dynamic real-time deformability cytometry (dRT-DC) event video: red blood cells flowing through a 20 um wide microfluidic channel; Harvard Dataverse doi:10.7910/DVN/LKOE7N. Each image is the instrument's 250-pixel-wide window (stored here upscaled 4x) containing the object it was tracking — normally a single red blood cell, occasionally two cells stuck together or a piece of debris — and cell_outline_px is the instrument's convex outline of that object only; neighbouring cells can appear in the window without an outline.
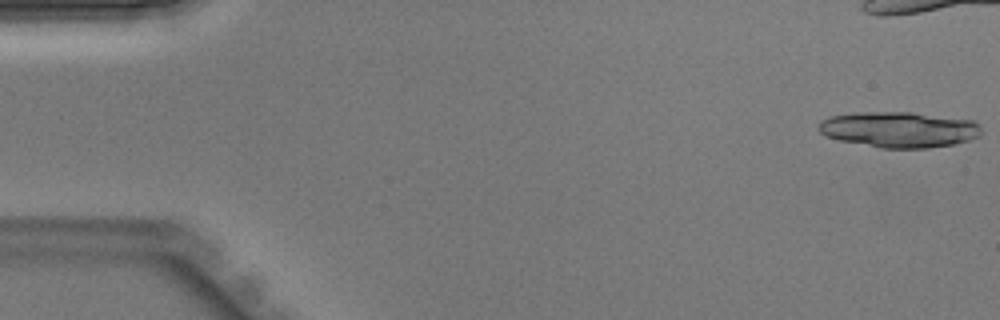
{"species": "Egyptian fruit bat (a non-hibernating species)", "species_latin": "Rousettus aegyptiacus", "temperature_condition": "warm", "stored_images_in_passage": 33, "camera_frame_rate_fps": 3000, "um_per_image_px": 0.085, "animal": {"sex": "male"}, "frame": {"image": 1, "passage_image": 1, "time_ms": 0.0, "image_size_px": [1000, 320], "cell_outline_px": [[980, 136], [968, 140], [952, 144], [928, 148], [884, 148], [840, 140], [824, 136], [816, 128], [820, 120], [828, 116], [856, 112], [912, 112], [972, 120], [980, 128]], "centroid_in_image_um": [76.35, 11.0], "position_along_channel_um": 8.6, "area_um2": 33.87}}